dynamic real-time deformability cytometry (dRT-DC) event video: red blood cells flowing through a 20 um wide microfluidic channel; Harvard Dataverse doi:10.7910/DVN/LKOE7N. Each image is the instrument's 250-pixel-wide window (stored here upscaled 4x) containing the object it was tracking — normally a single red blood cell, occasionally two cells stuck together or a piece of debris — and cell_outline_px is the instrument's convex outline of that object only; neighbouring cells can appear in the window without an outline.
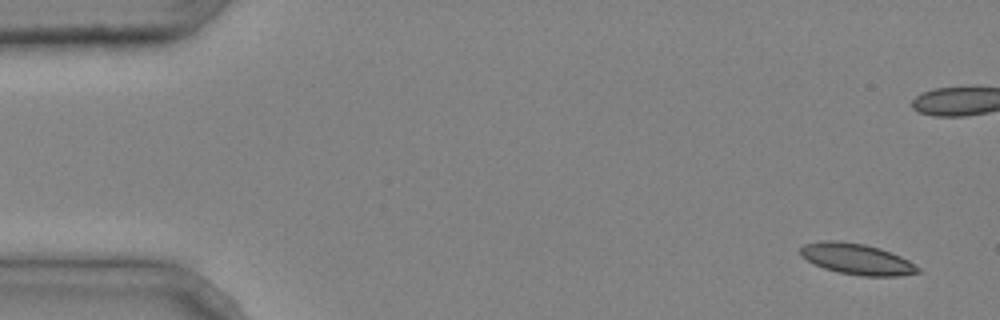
{"species": "common noctule bat (a hibernating species)", "species_latin": "Nyctalus noctula", "temperature_condition": "cold", "stored_images_in_passage": 3, "camera_frame_rate_fps": 3000, "um_per_image_px": 0.085, "animal": {"sex": "male", "body_mass_g": 20.4}, "frame": {"image": 1, "passage_image": 1, "time_ms": 0.0, "image_size_px": [1000, 320], "cell_outline_px": [[920, 272], [900, 276], [860, 276], [840, 272], [824, 268], [800, 256], [800, 248], [804, 244], [824, 240], [840, 240], [864, 244], [880, 248], [900, 256], [908, 260], [920, 268]], "centroid_in_image_um": [72.83, 22.01], "position_along_channel_um": 12.2, "area_um2": 21.15}}